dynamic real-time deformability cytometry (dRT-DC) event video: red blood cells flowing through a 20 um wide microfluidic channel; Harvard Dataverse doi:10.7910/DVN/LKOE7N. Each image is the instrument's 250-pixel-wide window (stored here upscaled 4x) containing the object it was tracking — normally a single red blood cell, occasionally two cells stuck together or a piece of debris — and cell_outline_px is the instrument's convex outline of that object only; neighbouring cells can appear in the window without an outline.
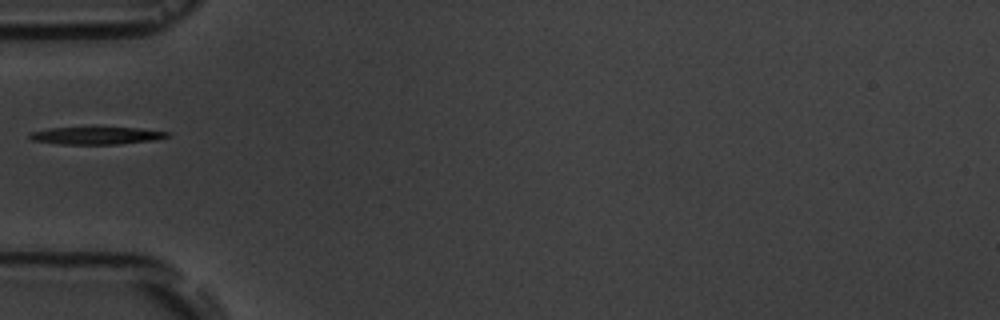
{"species": "common noctule bat (a hibernating species)", "species_latin": "Nyctalus noctula", "temperature_condition": "room temperature", "stored_images_in_passage": 2, "camera_frame_rate_fps": 3000, "um_per_image_px": 0.085, "animal": {"sex": "male", "body_mass_g": 19.5, "forearm_length_mm": 54.6}, "frame": {"image": 1, "passage_image": 1, "time_ms": 0.0, "image_size_px": [1000, 320], "cell_outline_px": [[168, 136], [156, 140], [116, 144], [60, 144], [32, 140], [28, 136], [32, 132], [48, 128], [92, 124], [140, 128], [168, 132]], "centroid_in_image_um": [8.16, 11.46], "position_along_channel_um": 76.8, "area_um2": 15.03}}
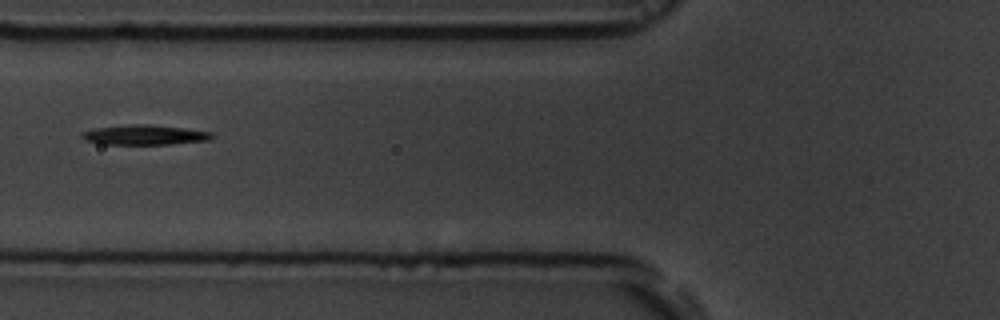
{"frame": {"image": 2, "passage_image": 2, "time_ms": 1.0, "image_size_px": [1000, 320], "cell_outline_px": [[216, 136], [208, 140], [172, 144], [104, 144], [84, 140], [80, 136], [84, 132], [96, 128], [128, 124], [148, 124], [184, 128], [212, 132]], "centroid_in_image_um": [12.33, 11.46], "position_along_channel_um": 113.5, "area_um2": 15.03}}